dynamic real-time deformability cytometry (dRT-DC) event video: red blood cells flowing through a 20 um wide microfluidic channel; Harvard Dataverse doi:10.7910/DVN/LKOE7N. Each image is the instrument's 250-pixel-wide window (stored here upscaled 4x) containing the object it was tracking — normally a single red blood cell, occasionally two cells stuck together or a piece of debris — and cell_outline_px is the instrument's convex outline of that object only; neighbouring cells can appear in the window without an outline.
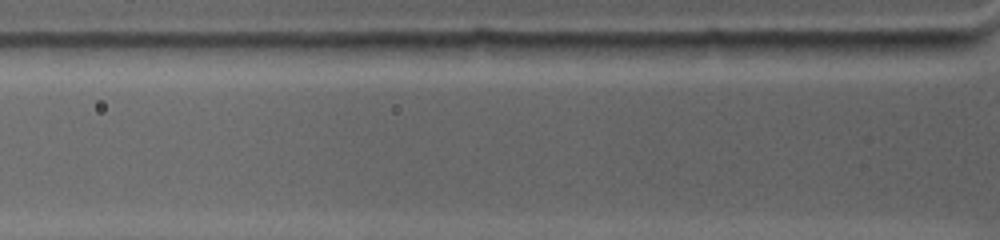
{"species": "common noctule bat (a hibernating species)", "species_latin": "Nyctalus noctula", "temperature_condition": "warm", "stored_images_in_passage": 3, "camera_frame_rate_fps": 4500, "um_per_image_px": 0.085, "animal": {"sex": "female", "body_mass_g": 19.0, "forearm_length_mm": 53.3}, "frame": {"image": 1, "passage_image": 2, "time_ms": 0.222, "image_size_px": [1000, 240], "cell_outline_px": [[736, 44], [728, 60], [600, 60], [580, 52], [572, 44], [704, 40], [732, 40]], "centroid_in_image_um": [56.12, 4.28], "position_along_channel_um": 69.7, "area_um2": 20.0}}